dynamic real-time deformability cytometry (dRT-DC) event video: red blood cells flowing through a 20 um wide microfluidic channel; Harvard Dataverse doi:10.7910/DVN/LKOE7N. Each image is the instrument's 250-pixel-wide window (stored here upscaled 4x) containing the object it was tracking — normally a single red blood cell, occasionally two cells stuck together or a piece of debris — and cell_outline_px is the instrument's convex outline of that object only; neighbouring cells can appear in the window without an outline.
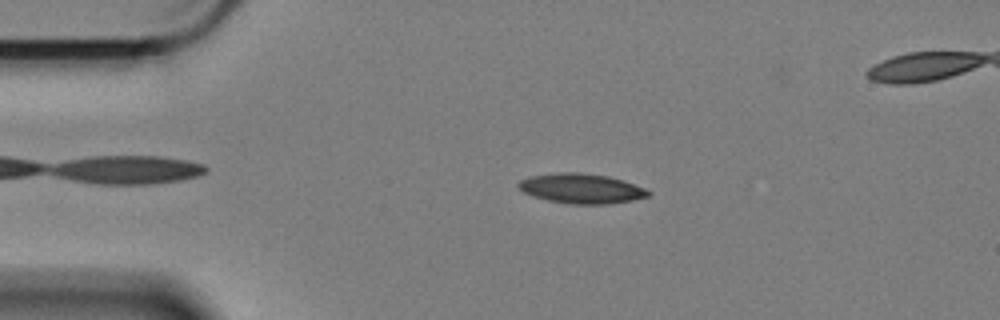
{"species": "Egyptian fruit bat (a non-hibernating species)", "species_latin": "Rousettus aegyptiacus", "temperature_condition": "cold", "stored_images_in_passage": 58, "camera_frame_rate_fps": 3000, "um_per_image_px": 0.085, "animal": {"sex": "female"}, "frame": {"image": 1, "passage_image": 11, "time_ms": 3.333, "image_size_px": [1000, 320], "cell_outline_px": [[652, 192], [648, 196], [632, 200], [612, 204], [568, 204], [548, 200], [532, 196], [524, 192], [516, 184], [520, 180], [532, 176], [560, 172], [580, 172], [608, 176], [644, 188]], "centroid_in_image_um": [49.4, 16.03], "position_along_channel_um": 35.6, "area_um2": 22.43}}
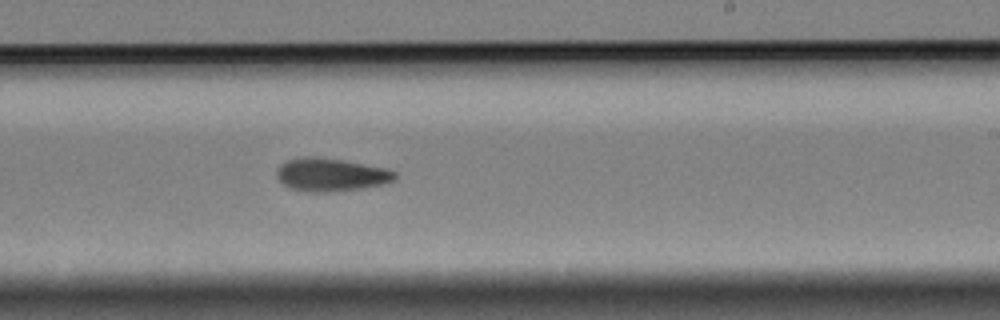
{"frame": {"image": 2, "passage_image": 34, "time_ms": 11.0, "image_size_px": [1000, 320], "cell_outline_px": [[396, 180], [380, 184], [360, 188], [332, 192], [304, 192], [292, 188], [284, 184], [276, 176], [276, 172], [280, 164], [288, 160], [308, 156], [312, 156], [340, 160], [384, 168], [396, 172]], "centroid_in_image_um": [28.09, 14.86], "position_along_channel_um": 260.9, "area_um2": 22.43}}
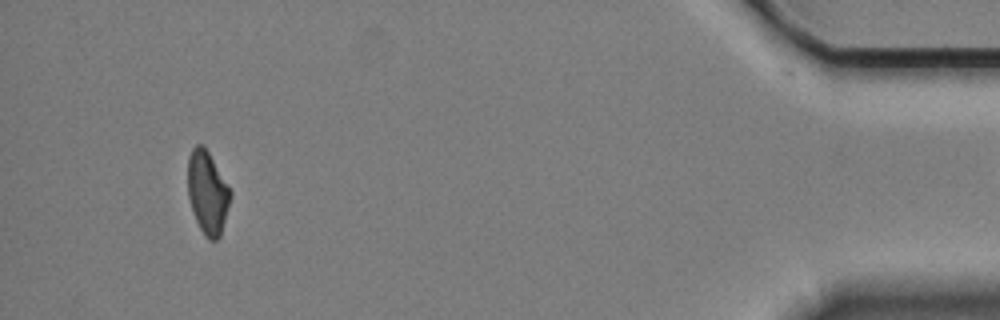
{"frame": {"image": 3, "passage_image": 54, "time_ms": 17.667, "image_size_px": [1000, 320], "cell_outline_px": [[232, 196], [220, 236], [216, 240], [208, 240], [204, 236], [196, 220], [188, 196], [188, 156], [192, 148], [196, 144], [204, 144], [232, 192]], "centroid_in_image_um": [17.64, 16.35], "position_along_channel_um": 417.6, "area_um2": 20.63}}